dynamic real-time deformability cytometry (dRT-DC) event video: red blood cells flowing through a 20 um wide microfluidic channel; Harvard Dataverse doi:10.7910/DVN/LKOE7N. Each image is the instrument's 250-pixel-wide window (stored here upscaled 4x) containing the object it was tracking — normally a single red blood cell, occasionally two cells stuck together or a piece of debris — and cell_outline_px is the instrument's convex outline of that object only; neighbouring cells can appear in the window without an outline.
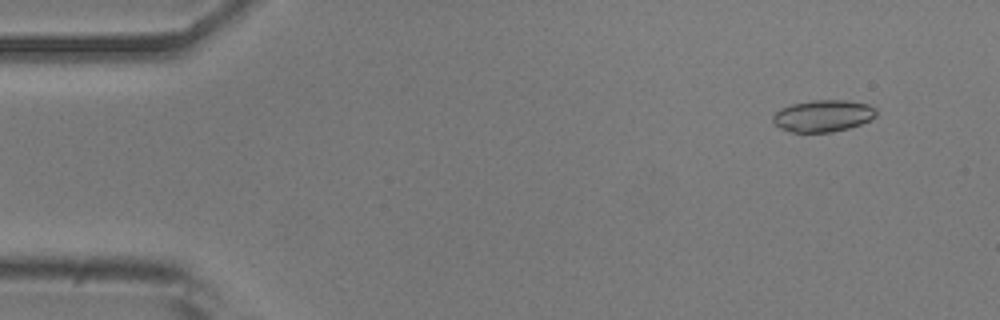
{"species": "common noctule bat (a hibernating species)", "species_latin": "Nyctalus noctula", "temperature_condition": "room temperature", "stored_images_in_passage": 54, "camera_frame_rate_fps": 3000, "um_per_image_px": 0.085, "animal": {"sex": "male", "body_mass_g": 20.5, "forearm_length_mm": 52.5}, "frame": {"image": 1, "passage_image": 5, "time_ms": 1.333, "image_size_px": [1000, 320], "cell_outline_px": [[876, 116], [872, 120], [848, 128], [832, 132], [792, 132], [780, 128], [772, 120], [772, 116], [780, 108], [792, 104], [812, 100], [848, 100], [868, 104], [876, 108]], "centroid_in_image_um": [69.98, 9.84], "position_along_channel_um": 15.0, "area_um2": 19.25}}
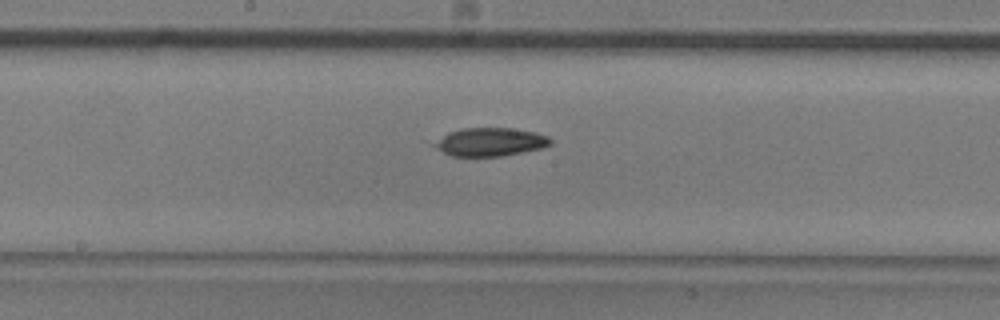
{"frame": {"image": 2, "passage_image": 28, "time_ms": 9.0, "image_size_px": [1000, 320], "cell_outline_px": [[552, 144], [540, 148], [500, 156], [452, 156], [436, 148], [432, 144], [448, 132], [460, 128], [512, 128], [536, 132], [548, 136], [552, 140]], "centroid_in_image_um": [41.67, 12.05], "position_along_channel_um": 206.5, "area_um2": 19.02}}
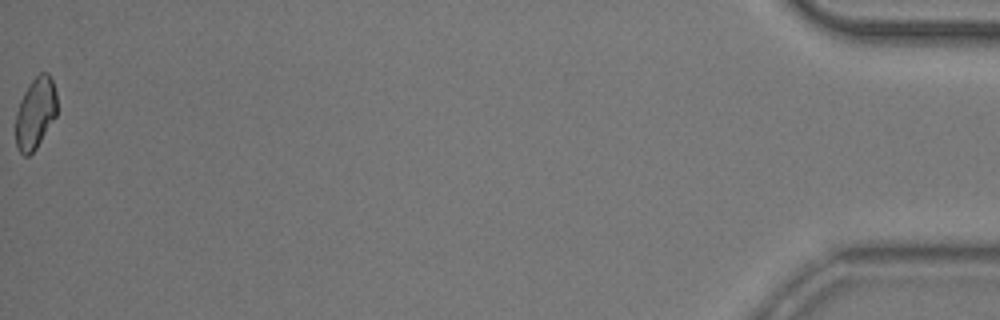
{"frame": {"image": 3, "passage_image": 54, "time_ms": 17.667, "image_size_px": [1000, 320], "cell_outline_px": [[56, 116], [36, 148], [28, 156], [24, 156], [16, 148], [16, 112], [20, 100], [24, 92], [32, 80], [40, 72], [48, 72], [52, 80], [56, 92]], "centroid_in_image_um": [3.0, 9.61], "position_along_channel_um": 432.2, "area_um2": 17.11}, "authors_computed_cell_mechanics": {"area_um2": 19.2474, "velocity_mm_per_s": 3.7889, "shape_relaxation_time_tau1_ms": 3.8777, "shape_relaxation_time_tau2_ms": 9.0235, "deformation_change_tau1": 0.0991, "deformation_change_tau2": 0.081}}